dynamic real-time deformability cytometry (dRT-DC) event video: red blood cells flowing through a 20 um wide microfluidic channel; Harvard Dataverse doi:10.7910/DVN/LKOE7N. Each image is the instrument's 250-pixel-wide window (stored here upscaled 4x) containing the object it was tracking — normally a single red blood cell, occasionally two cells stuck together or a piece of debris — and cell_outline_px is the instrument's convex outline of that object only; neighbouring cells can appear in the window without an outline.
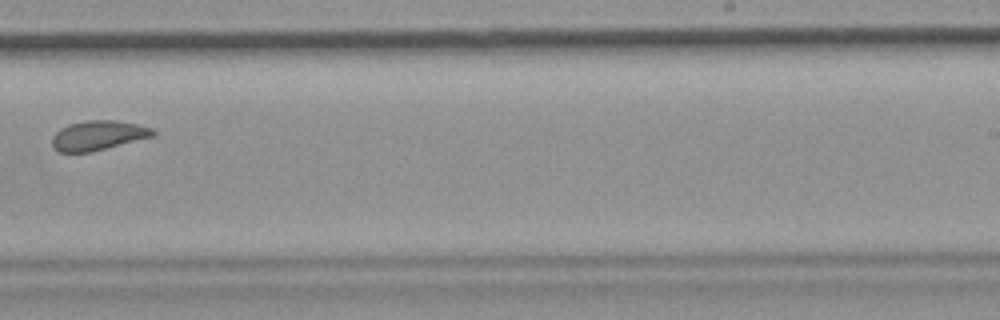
{"species": "common noctule bat (a hibernating species)", "species_latin": "Nyctalus noctula", "temperature_condition": "room temperature", "stored_images_in_passage": 9, "camera_frame_rate_fps": 3000, "um_per_image_px": 0.085, "animal": {"sex": "female", "body_mass_g": 19.9}, "frame": {"image": 1, "passage_image": 8, "time_ms": 8.0, "image_size_px": [1000, 320], "cell_outline_px": [[156, 136], [92, 152], [60, 152], [52, 148], [52, 136], [60, 128], [68, 124], [88, 120], [116, 120], [136, 124], [152, 128], [156, 132]], "centroid_in_image_um": [8.35, 11.52], "position_along_channel_um": 280.7, "area_um2": 17.63}}